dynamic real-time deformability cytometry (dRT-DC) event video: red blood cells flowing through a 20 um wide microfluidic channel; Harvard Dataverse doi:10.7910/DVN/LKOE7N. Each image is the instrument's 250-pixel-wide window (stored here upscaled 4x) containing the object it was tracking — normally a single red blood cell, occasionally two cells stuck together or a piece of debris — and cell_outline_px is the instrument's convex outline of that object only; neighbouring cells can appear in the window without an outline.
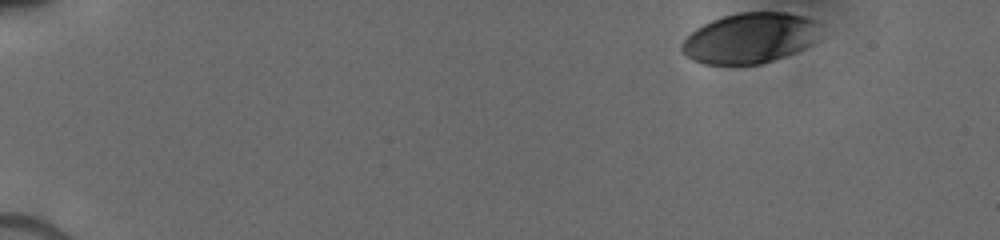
{"species": "human", "species_latin": "Homo sapiens", "temperature_condition": "cold", "stored_images_in_passage": 20, "camera_frame_rate_fps": 3000, "um_per_image_px": 0.085, "donor": {"sex": "male"}, "frame": {"image": 1, "passage_image": 1, "time_ms": 0.0, "image_size_px": [1000, 240], "cell_outline_px": [[824, 36], [820, 40], [804, 48], [784, 56], [760, 64], [704, 64], [692, 60], [680, 52], [680, 44], [696, 28], [712, 20], [736, 12], [788, 12], [804, 16], [816, 20], [820, 24]], "centroid_in_image_um": [63.81, 3.22], "position_along_channel_um": 21.2, "area_um2": 41.33}}
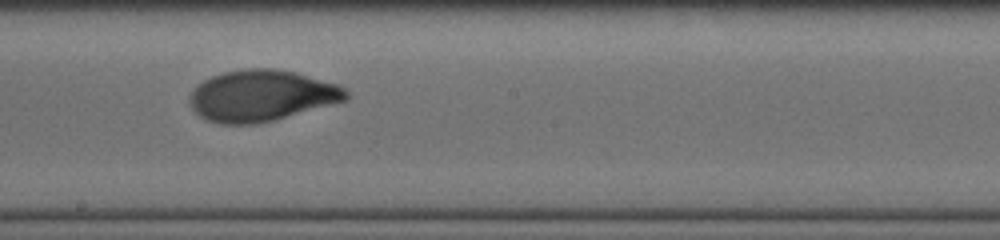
{"frame": {"image": 2, "passage_image": 15, "time_ms": 8.333, "image_size_px": [1000, 240], "cell_outline_px": [[348, 100], [272, 120], [256, 124], [220, 124], [208, 120], [200, 116], [192, 108], [188, 100], [192, 92], [204, 80], [212, 76], [224, 72], [248, 68], [276, 68], [340, 84], [348, 92]], "centroid_in_image_um": [22.24, 8.13], "position_along_channel_um": 226.0, "area_um2": 46.36}}
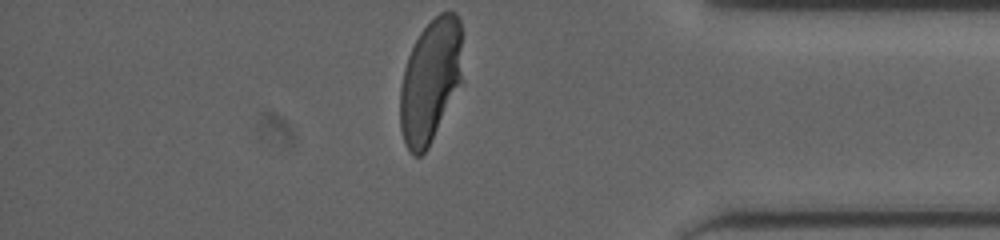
{"frame": {"image": 3, "passage_image": 20, "time_ms": 13.0, "image_size_px": [1000, 240], "cell_outline_px": [[460, 80], [428, 148], [420, 156], [412, 156], [404, 140], [400, 128], [400, 88], [404, 68], [408, 56], [420, 32], [440, 12], [456, 12], [460, 20]], "centroid_in_image_um": [36.53, 6.87], "position_along_channel_um": 398.7, "area_um2": 43.7}}